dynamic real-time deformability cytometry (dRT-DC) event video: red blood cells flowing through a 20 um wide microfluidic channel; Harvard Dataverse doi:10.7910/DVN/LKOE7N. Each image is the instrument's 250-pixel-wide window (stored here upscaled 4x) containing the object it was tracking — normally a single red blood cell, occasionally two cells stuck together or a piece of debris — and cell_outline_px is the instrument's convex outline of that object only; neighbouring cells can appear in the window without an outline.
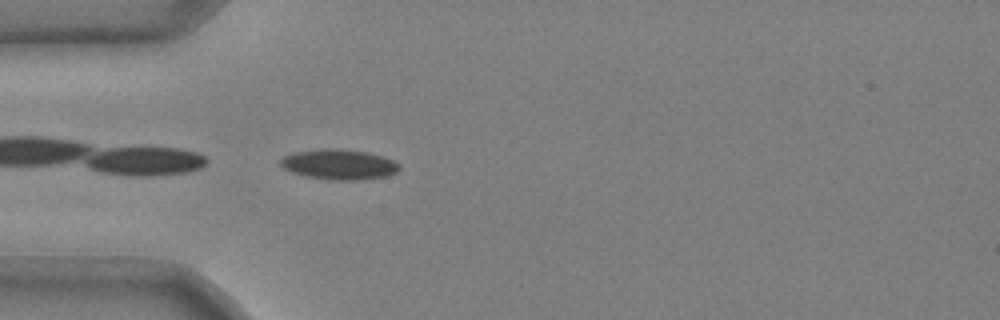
{"species": "common noctule bat (a hibernating species)", "species_latin": "Nyctalus noctula", "temperature_condition": "cold", "stored_images_in_passage": 37, "camera_frame_rate_fps": 3000, "um_per_image_px": 0.085, "animal": {"sex": "male", "body_mass_g": 20.4}, "frame": {"image": 1, "passage_image": 1, "time_ms": 0.0, "image_size_px": [1000, 320], "cell_outline_px": [[400, 168], [396, 172], [388, 176], [360, 180], [328, 180], [308, 176], [292, 172], [284, 168], [280, 164], [280, 160], [284, 156], [292, 152], [320, 148], [340, 148], [368, 152], [384, 156], [400, 164]], "centroid_in_image_um": [28.83, 13.96], "position_along_channel_um": 56.2, "area_um2": 21.21}}
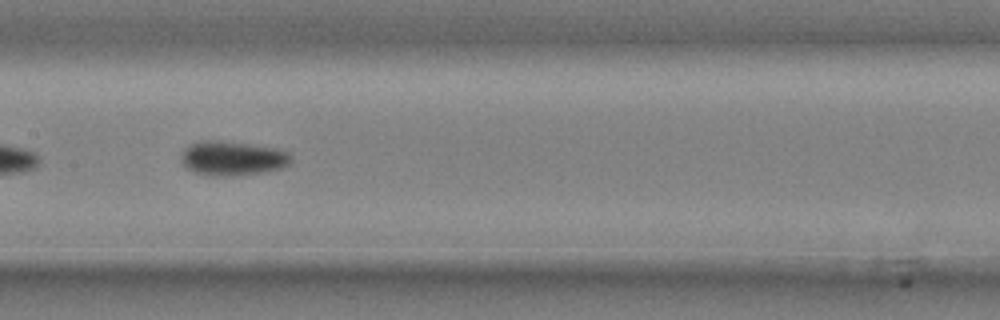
{"frame": {"image": 2, "passage_image": 12, "time_ms": 3.667, "image_size_px": [1000, 320], "cell_outline_px": [[292, 164], [268, 172], [232, 176], [208, 176], [184, 168], [180, 160], [180, 156], [184, 148], [192, 144], [204, 140], [220, 140], [280, 148], [288, 152], [292, 156]], "centroid_in_image_um": [19.78, 13.46], "position_along_channel_um": 187.6, "area_um2": 22.6}}
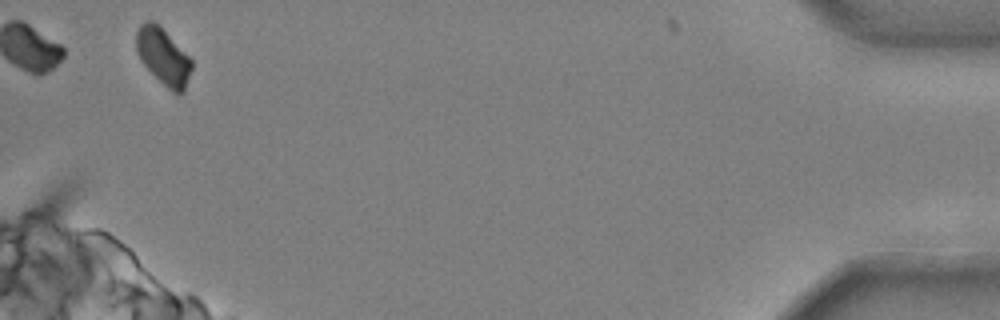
{"frame": {"image": 3, "passage_image": 36, "time_ms": 11.667, "image_size_px": [1000, 320], "cell_outline_px": [[192, 68], [184, 92], [180, 96], [172, 92], [140, 60], [136, 52], [136, 32], [140, 24], [144, 20], [152, 20], [192, 60]], "centroid_in_image_um": [13.86, 4.83], "position_along_channel_um": 421.3, "area_um2": 17.8}, "authors_computed_cell_mechanics": {"area_um2": 20.7502, "velocity_mm_per_s": 3.7092, "shape_relaxation_time_tau1_ms": 3.7114, "shape_relaxation_time_tau2_ms": null, "deformation_change_tau1": 0.1093, "deformation_change_tau2": null}}